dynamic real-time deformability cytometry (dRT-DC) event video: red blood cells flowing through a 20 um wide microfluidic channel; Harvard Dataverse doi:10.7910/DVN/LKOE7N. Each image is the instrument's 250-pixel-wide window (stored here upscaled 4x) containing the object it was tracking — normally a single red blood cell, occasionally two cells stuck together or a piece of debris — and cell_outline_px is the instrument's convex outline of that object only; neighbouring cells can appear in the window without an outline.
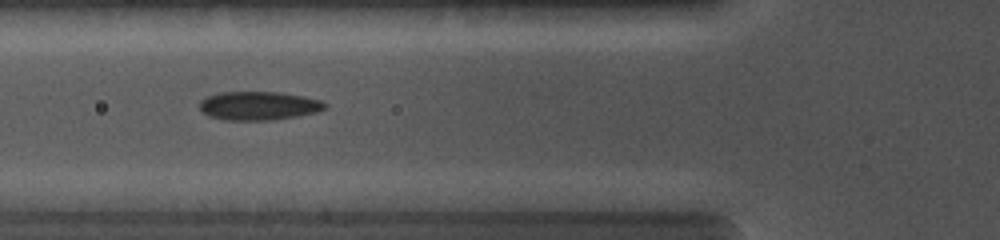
{"species": "common noctule bat (a hibernating species)", "species_latin": "Nyctalus noctula", "temperature_condition": "cold", "stored_images_in_passage": 8, "camera_frame_rate_fps": 5000, "um_per_image_px": 0.085, "animal": {"sex": "female", "body_mass_g": 19.0, "forearm_length_mm": 56.7}, "frame": {"image": 1, "passage_image": 6, "time_ms": 4.0, "image_size_px": [1000, 240], "cell_outline_px": [[328, 108], [316, 112], [296, 116], [272, 120], [224, 120], [208, 116], [200, 108], [200, 100], [208, 96], [220, 92], [280, 92], [304, 96], [320, 100], [328, 104]], "centroid_in_image_um": [22.01, 8.99], "position_along_channel_um": 103.8, "area_um2": 20.98}}